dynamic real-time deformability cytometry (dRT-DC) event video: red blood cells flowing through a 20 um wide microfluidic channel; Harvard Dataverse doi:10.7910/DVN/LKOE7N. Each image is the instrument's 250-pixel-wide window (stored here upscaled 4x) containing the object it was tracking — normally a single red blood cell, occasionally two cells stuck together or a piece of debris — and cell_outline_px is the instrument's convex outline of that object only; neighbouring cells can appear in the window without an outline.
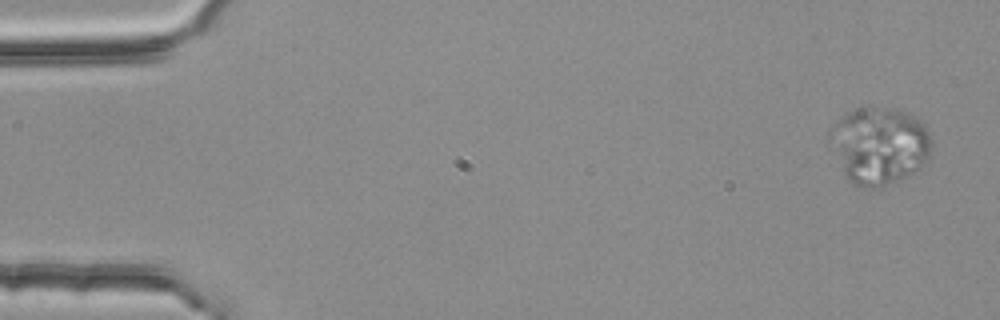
{"species": "common noctule bat (a hibernating species)", "species_latin": "Nyctalus noctula", "temperature_condition": "room temperature", "stored_images_in_passage": 6, "camera_frame_rate_fps": 3000, "um_per_image_px": 0.085, "animal": {"sex": "female", "body_mass_g": 25.1}, "frame": {"image": 1, "passage_image": 1, "time_ms": 0.0, "image_size_px": [1000, 320], "cell_outline_px": [[932, 148], [924, 164], [912, 172], [896, 180], [876, 188], [864, 188], [852, 184], [844, 176], [828, 136], [828, 132], [848, 112], [856, 108], [888, 108], [904, 112], [920, 120], [924, 124], [932, 140]], "centroid_in_image_um": [74.74, 12.38], "position_along_channel_um": 10.3, "area_um2": 45.14}}
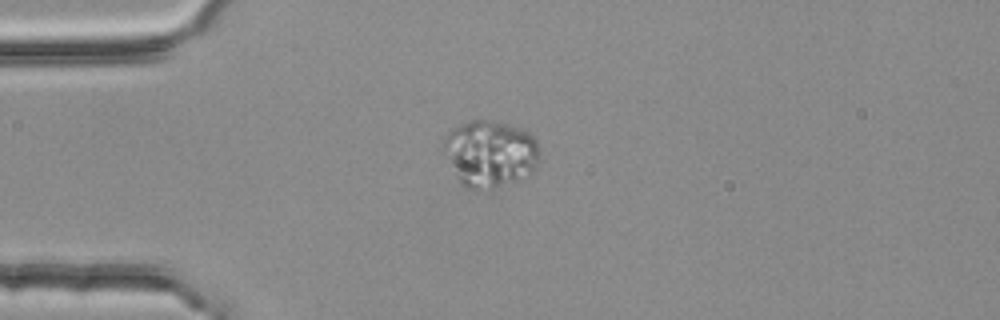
{"frame": {"image": 2, "passage_image": 4, "time_ms": 1.0, "image_size_px": [1000, 320], "cell_outline_px": [[540, 152], [536, 164], [532, 172], [516, 180], [500, 184], [472, 188], [468, 188], [460, 184], [440, 148], [444, 136], [452, 128], [468, 120], [488, 120], [508, 124], [528, 132], [536, 140]], "centroid_in_image_um": [41.59, 13.0], "position_along_channel_um": 43.4, "area_um2": 36.99}}
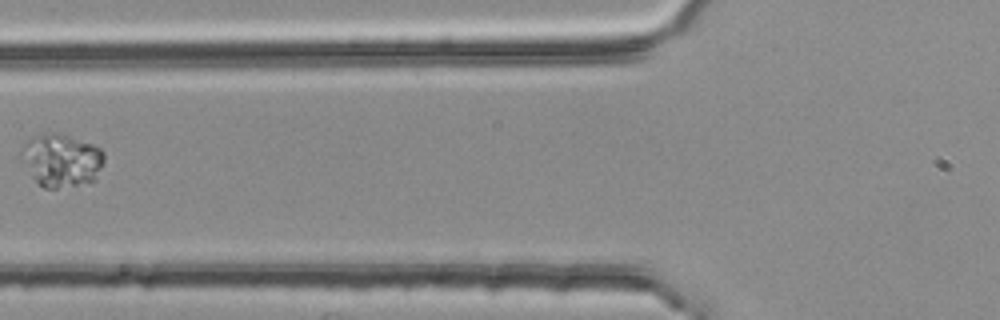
{"frame": {"image": 3, "passage_image": 6, "time_ms": 1.667, "image_size_px": [1000, 320], "cell_outline_px": [[104, 164], [96, 180], [56, 188], [44, 188], [32, 176], [16, 156], [24, 144], [32, 136], [40, 132], [60, 132], [92, 144], [100, 148], [104, 152]], "centroid_in_image_um": [5.17, 13.58], "position_along_channel_um": 120.6, "area_um2": 26.13}}